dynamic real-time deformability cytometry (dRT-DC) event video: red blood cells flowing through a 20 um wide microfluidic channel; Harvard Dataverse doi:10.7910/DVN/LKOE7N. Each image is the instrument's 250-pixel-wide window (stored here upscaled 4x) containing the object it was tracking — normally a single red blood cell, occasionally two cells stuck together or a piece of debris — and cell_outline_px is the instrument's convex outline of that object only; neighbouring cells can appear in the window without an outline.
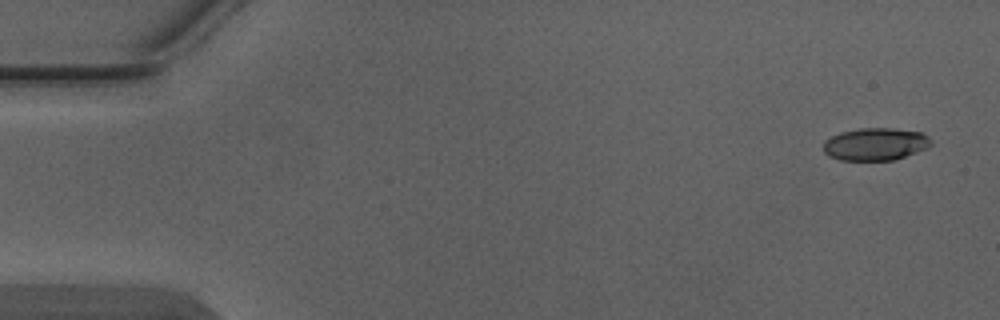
{"species": "Egyptian fruit bat (a non-hibernating species)", "species_latin": "Rousettus aegyptiacus", "temperature_condition": "warm", "stored_images_in_passage": 4, "camera_frame_rate_fps": 3000, "um_per_image_px": 0.085, "animal": {"sex": "male"}, "frame": {"image": 1, "passage_image": 1, "time_ms": 0.0, "image_size_px": [1000, 320], "cell_outline_px": [[932, 144], [928, 148], [892, 160], [840, 160], [828, 156], [824, 152], [824, 140], [840, 132], [860, 128], [892, 128], [920, 132], [928, 136], [932, 140]], "centroid_in_image_um": [74.4, 12.25], "position_along_channel_um": 10.6, "area_um2": 20.4}}
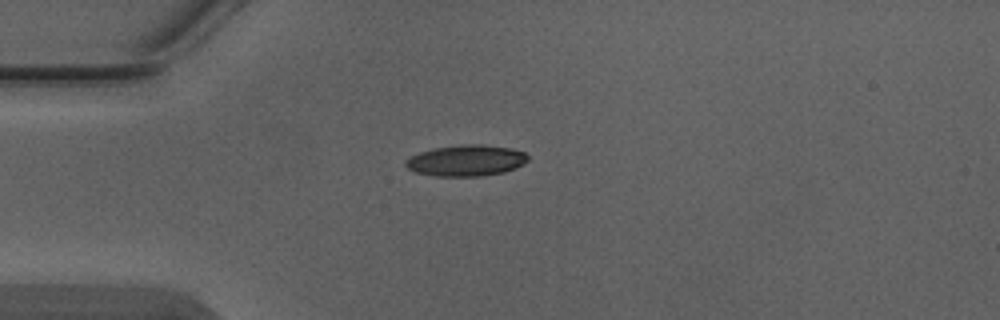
{"frame": {"image": 2, "passage_image": 4, "time_ms": 1.0, "image_size_px": [1000, 320], "cell_outline_px": [[528, 160], [524, 164], [516, 168], [504, 172], [480, 176], [432, 176], [416, 172], [408, 168], [404, 164], [404, 160], [408, 156], [420, 152], [436, 148], [460, 144], [480, 144], [512, 148], [524, 152], [528, 156]], "centroid_in_image_um": [39.61, 13.64], "position_along_channel_um": 45.4, "area_um2": 22.37}}